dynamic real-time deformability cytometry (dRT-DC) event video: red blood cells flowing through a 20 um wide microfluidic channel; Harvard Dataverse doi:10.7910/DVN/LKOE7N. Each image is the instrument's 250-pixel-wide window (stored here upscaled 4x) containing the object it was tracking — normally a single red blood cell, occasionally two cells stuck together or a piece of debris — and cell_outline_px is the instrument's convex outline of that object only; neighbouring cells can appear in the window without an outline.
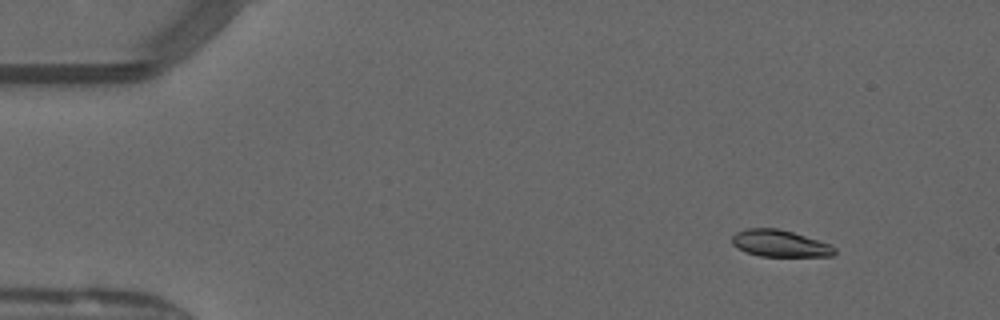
{"species": "common noctule bat (a hibernating species)", "species_latin": "Nyctalus noctula", "temperature_condition": "warm", "stored_images_in_passage": 46, "camera_frame_rate_fps": 3000, "um_per_image_px": 0.085, "animal": {"sex": "male", "forearm_length_mm": 52.5}, "frame": {"image": 1, "passage_image": 1, "time_ms": 0.0, "image_size_px": [1000, 320], "cell_outline_px": [[836, 252], [832, 256], [760, 256], [736, 248], [732, 244], [732, 236], [736, 232], [744, 228], [776, 228], [792, 232], [832, 244], [836, 248]], "centroid_in_image_um": [66.29, 20.69], "position_along_channel_um": 18.7, "area_um2": 16.07}}
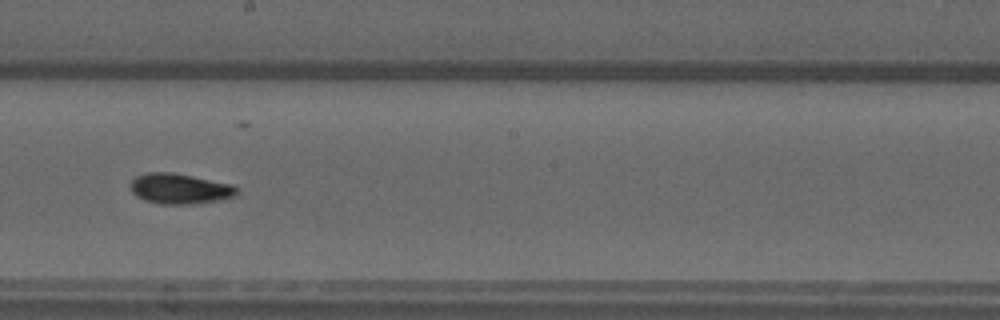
{"frame": {"image": 2, "passage_image": 24, "time_ms": 7.667, "image_size_px": [1000, 320], "cell_outline_px": [[240, 188], [236, 196], [220, 200], [192, 204], [160, 204], [144, 200], [136, 196], [132, 192], [128, 184], [136, 176], [148, 172], [172, 172], [232, 184]], "centroid_in_image_um": [15.28, 16.04], "position_along_channel_um": 232.9, "area_um2": 19.07}}
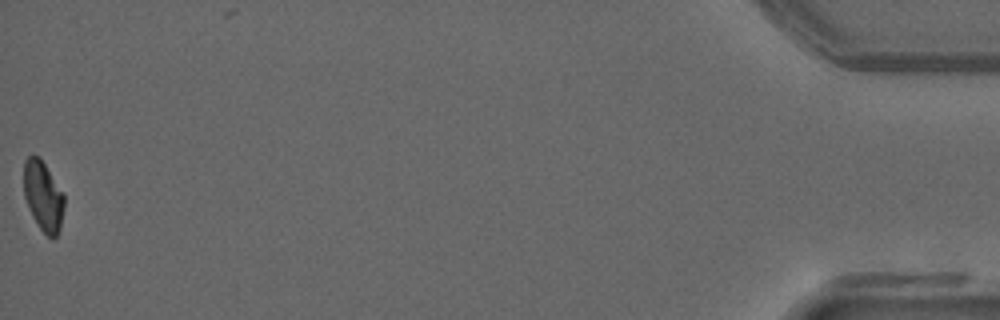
{"frame": {"image": 3, "passage_image": 46, "time_ms": 15.0, "image_size_px": [1000, 320], "cell_outline_px": [[64, 208], [60, 228], [56, 236], [52, 240], [40, 228], [32, 216], [28, 208], [24, 196], [24, 160], [32, 152], [40, 156], [64, 192]], "centroid_in_image_um": [3.67, 16.61], "position_along_channel_um": 431.5, "area_um2": 16.88}, "authors_computed_cell_mechanics": {"area_um2": 17.7157, "velocity_mm_per_s": 4.0873, "shape_relaxation_time_tau1_ms": 10.7842, "shape_relaxation_time_tau2_ms": 3.3328, "deformation_change_tau1": 0.2939, "deformation_change_tau2": 0.0779}}